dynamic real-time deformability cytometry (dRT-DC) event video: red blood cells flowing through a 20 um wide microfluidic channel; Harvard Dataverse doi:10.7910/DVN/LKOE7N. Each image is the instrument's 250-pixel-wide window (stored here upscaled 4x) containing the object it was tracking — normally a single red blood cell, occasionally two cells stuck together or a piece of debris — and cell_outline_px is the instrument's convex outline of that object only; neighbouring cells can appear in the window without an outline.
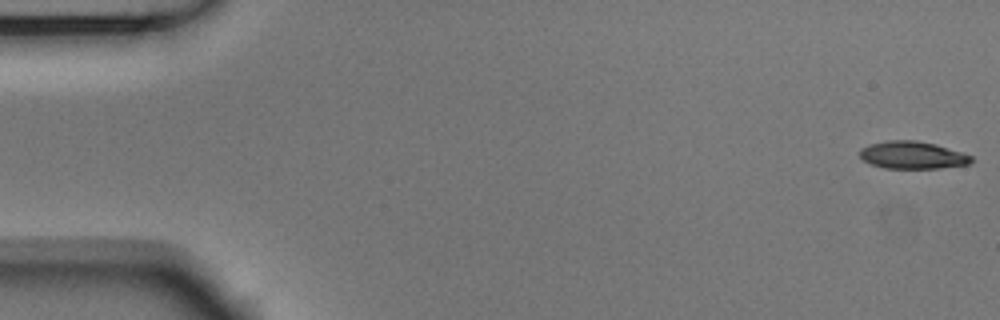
{"species": "Egyptian fruit bat (a non-hibernating species)", "species_latin": "Rousettus aegyptiacus", "temperature_condition": "room temperature", "stored_images_in_passage": 54, "camera_frame_rate_fps": 3000, "um_per_image_px": 0.085, "animal": {"sex": "male"}, "frame": {"image": 1, "passage_image": 1, "time_ms": 0.0, "image_size_px": [1000, 320], "cell_outline_px": [[972, 160], [968, 164], [940, 168], [884, 168], [872, 164], [864, 160], [860, 156], [860, 148], [868, 144], [888, 140], [916, 140], [936, 144], [972, 156]], "centroid_in_image_um": [77.53, 13.17], "position_along_channel_um": 7.5, "area_um2": 17.74}}
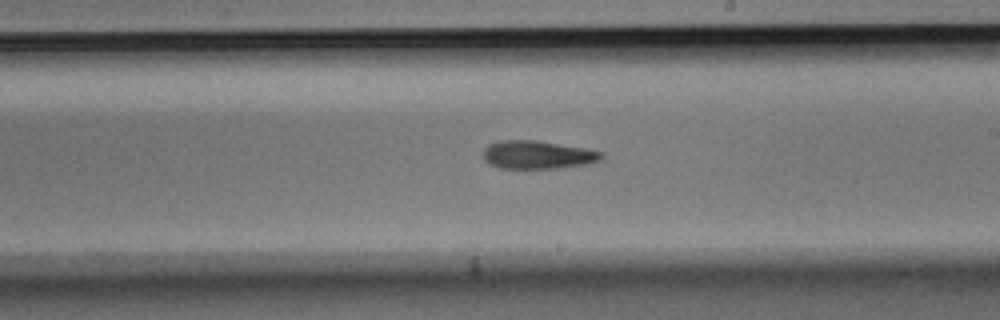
{"frame": {"image": 2, "passage_image": 31, "time_ms": 10.0, "image_size_px": [1000, 320], "cell_outline_px": [[604, 156], [600, 160], [588, 164], [556, 168], [500, 168], [484, 160], [484, 148], [488, 144], [500, 140], [536, 140], [584, 148], [604, 152]], "centroid_in_image_um": [45.71, 13.15], "position_along_channel_um": 243.3, "area_um2": 19.36}}
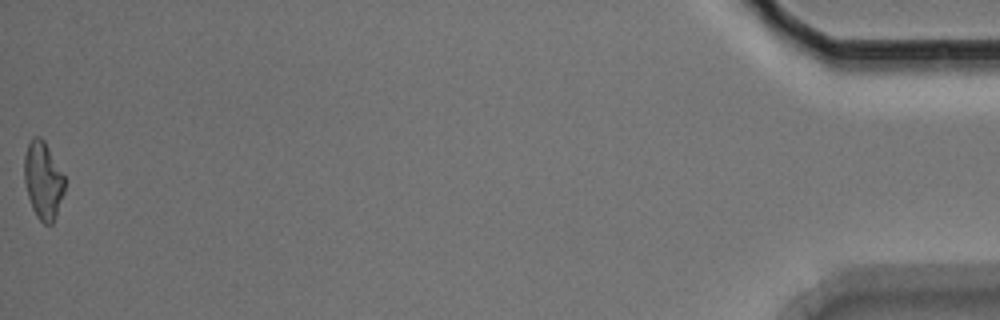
{"frame": {"image": 3, "passage_image": 54, "time_ms": 17.667, "image_size_px": [1000, 320], "cell_outline_px": [[64, 192], [56, 216], [52, 224], [44, 224], [36, 216], [32, 208], [28, 196], [24, 180], [24, 156], [28, 144], [32, 136], [40, 136], [44, 140], [64, 176]], "centroid_in_image_um": [3.65, 15.33], "position_along_channel_um": 431.6, "area_um2": 18.15}, "authors_computed_cell_mechanics": {"area_um2": 19.0451, "velocity_mm_per_s": 3.7364, "shape_relaxation_time_tau1_ms": 4.9212, "shape_relaxation_time_tau2_ms": 9.9652, "deformation_change_tau1": 0.1604, "deformation_change_tau2": 0.2257}}